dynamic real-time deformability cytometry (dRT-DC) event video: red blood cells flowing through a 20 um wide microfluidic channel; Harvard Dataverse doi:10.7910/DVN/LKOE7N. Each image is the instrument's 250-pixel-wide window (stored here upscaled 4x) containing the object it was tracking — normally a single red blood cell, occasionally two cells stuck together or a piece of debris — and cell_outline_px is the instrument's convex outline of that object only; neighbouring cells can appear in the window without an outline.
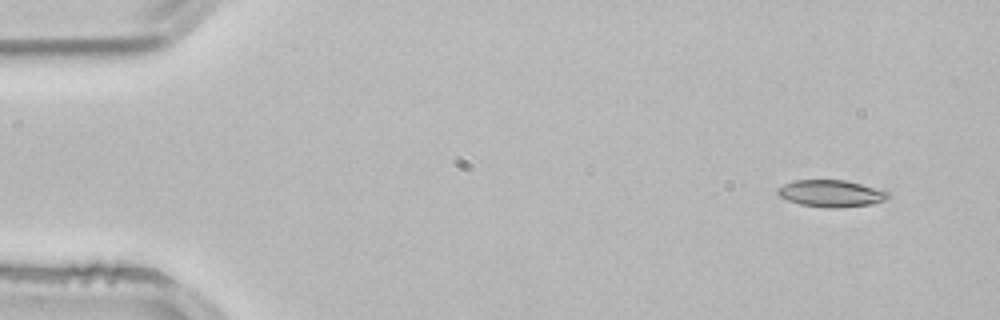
{"species": "common noctule bat (a hibernating species)", "species_latin": "Nyctalus noctula", "temperature_condition": "room temperature", "stored_images_in_passage": 3, "camera_frame_rate_fps": 3000, "um_per_image_px": 0.085, "animal": {"sex": "male", "body_mass_g": 21.5, "forearm_length_mm": 52.0}, "frame": {"image": 1, "passage_image": 1, "time_ms": 0.0, "image_size_px": [1000, 320], "cell_outline_px": [[892, 196], [884, 200], [872, 204], [840, 208], [828, 208], [800, 204], [788, 200], [780, 196], [776, 192], [776, 188], [784, 184], [796, 180], [844, 180], [860, 184], [888, 192]], "centroid_in_image_um": [70.63, 16.45], "position_along_channel_um": 14.4, "area_um2": 17.22}}
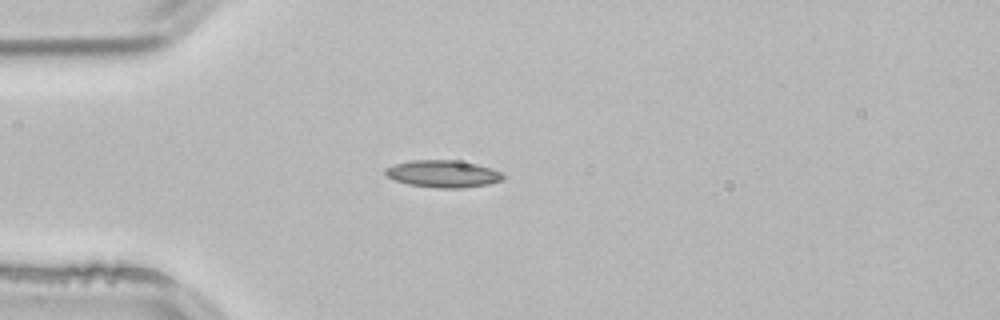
{"frame": {"image": 2, "passage_image": 3, "time_ms": 0.667, "image_size_px": [1000, 320], "cell_outline_px": [[504, 176], [500, 180], [488, 184], [464, 188], [436, 188], [408, 184], [396, 180], [388, 176], [384, 172], [384, 168], [396, 164], [412, 160], [456, 160], [476, 164], [492, 168], [500, 172]], "centroid_in_image_um": [37.65, 14.77], "position_along_channel_um": 47.4, "area_um2": 18.5}}